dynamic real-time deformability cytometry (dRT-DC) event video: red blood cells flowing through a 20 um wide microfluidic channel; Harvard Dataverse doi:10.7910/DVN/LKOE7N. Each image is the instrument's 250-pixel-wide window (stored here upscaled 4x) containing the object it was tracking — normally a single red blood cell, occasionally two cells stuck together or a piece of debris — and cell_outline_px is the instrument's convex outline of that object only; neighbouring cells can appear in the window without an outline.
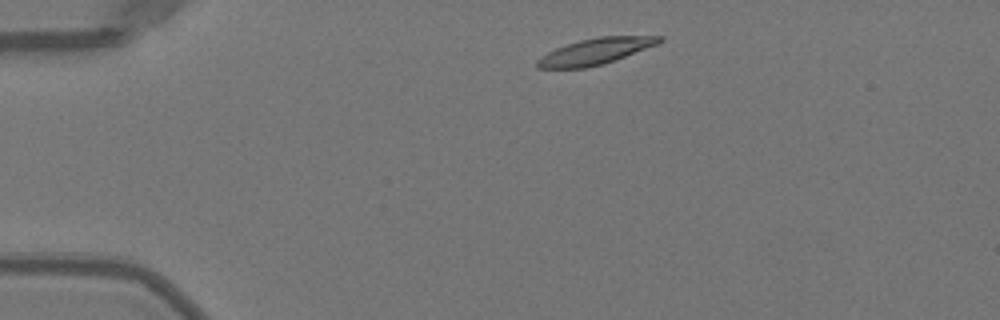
{"species": "Egyptian fruit bat (a non-hibernating species)", "species_latin": "Rousettus aegyptiacus", "temperature_condition": "warm", "stored_images_in_passage": 44, "camera_frame_rate_fps": 3000, "um_per_image_px": 0.085, "animal": {"sex": "female"}, "frame": {"image": 1, "passage_image": 3, "time_ms": 0.667, "image_size_px": [1000, 320], "cell_outline_px": [[664, 40], [656, 44], [616, 60], [604, 64], [584, 68], [536, 68], [536, 60], [548, 52], [556, 48], [580, 40], [600, 36], [664, 36]], "centroid_in_image_um": [50.6, 4.37], "position_along_channel_um": 34.4, "area_um2": 18.44}}
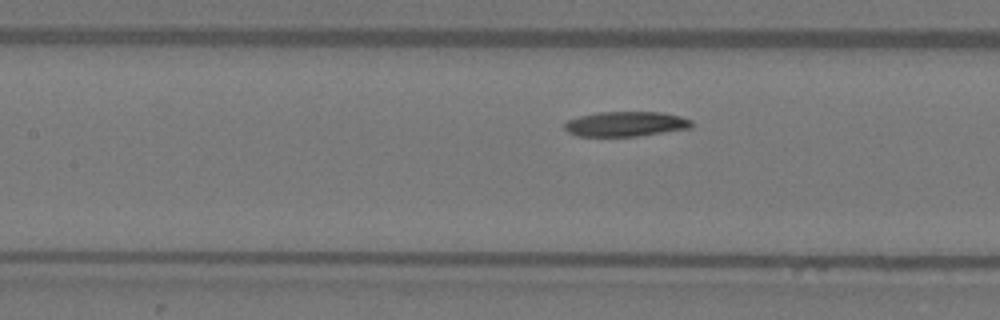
{"frame": {"image": 2, "passage_image": 16, "time_ms": 5.0, "image_size_px": [1000, 320], "cell_outline_px": [[692, 128], [636, 136], [576, 136], [568, 132], [564, 128], [564, 124], [568, 120], [580, 116], [596, 112], [664, 112], [680, 116], [692, 120]], "centroid_in_image_um": [53.19, 10.53], "position_along_channel_um": 154.2, "area_um2": 18.5}}
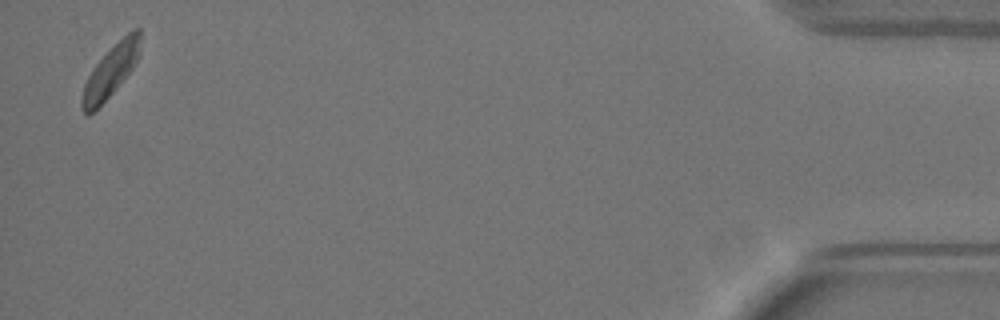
{"frame": {"image": 3, "passage_image": 43, "time_ms": 14.0, "image_size_px": [1000, 320], "cell_outline_px": [[140, 56], [132, 68], [112, 92], [88, 116], [80, 108], [80, 100], [84, 84], [92, 68], [132, 28], [140, 28]], "centroid_in_image_um": [9.4, 6.05], "position_along_channel_um": 425.8, "area_um2": 17.11}, "authors_computed_cell_mechanics": {"area_um2": 18.7561, "velocity_mm_per_s": 3.9391, "shape_relaxation_time_tau1_ms": 5.5178, "shape_relaxation_time_tau2_ms": 8.1144, "deformation_change_tau1": 0.1325, "deformation_change_tau2": 0.1289}}